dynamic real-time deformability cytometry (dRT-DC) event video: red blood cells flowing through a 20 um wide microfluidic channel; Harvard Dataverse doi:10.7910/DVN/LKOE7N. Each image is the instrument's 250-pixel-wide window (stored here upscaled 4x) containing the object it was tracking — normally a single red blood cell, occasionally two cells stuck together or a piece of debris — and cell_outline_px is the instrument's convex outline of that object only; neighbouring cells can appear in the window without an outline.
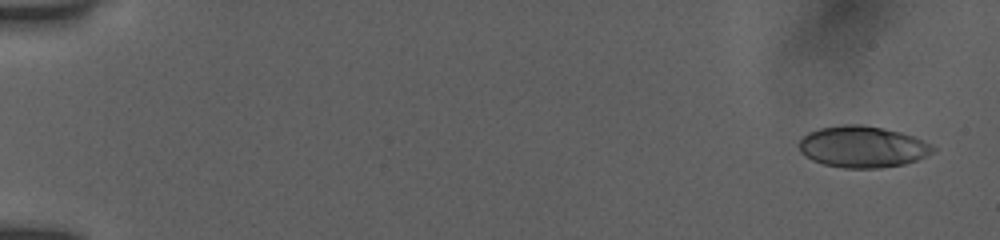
{"species": "human", "species_latin": "Homo sapiens", "temperature_condition": "room temperature", "stored_images_in_passage": 54, "camera_frame_rate_fps": 3000, "um_per_image_px": 0.085, "donor": {"sex": "female"}, "frame": {"image": 1, "passage_image": 3, "time_ms": 0.667, "image_size_px": [1000, 240], "cell_outline_px": [[936, 152], [916, 160], [904, 164], [880, 168], [844, 168], [824, 164], [812, 160], [804, 156], [800, 152], [800, 140], [808, 132], [820, 128], [840, 124], [860, 124], [884, 128], [900, 132], [912, 136], [932, 144], [936, 148]], "centroid_in_image_um": [73.33, 12.47], "position_along_channel_um": 11.7, "area_um2": 32.48}}
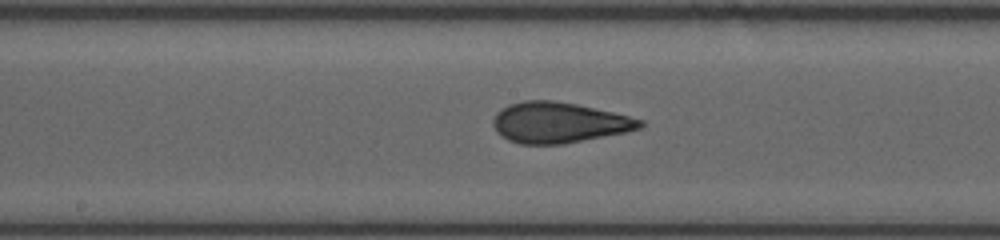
{"frame": {"image": 2, "passage_image": 30, "time_ms": 9.667, "image_size_px": [1000, 240], "cell_outline_px": [[644, 124], [640, 128], [628, 132], [564, 144], [520, 144], [508, 140], [500, 136], [496, 132], [492, 124], [492, 120], [496, 112], [508, 104], [524, 100], [552, 100], [576, 104], [612, 112], [644, 120]], "centroid_in_image_um": [47.47, 10.42], "position_along_channel_um": 200.7, "area_um2": 35.03}}
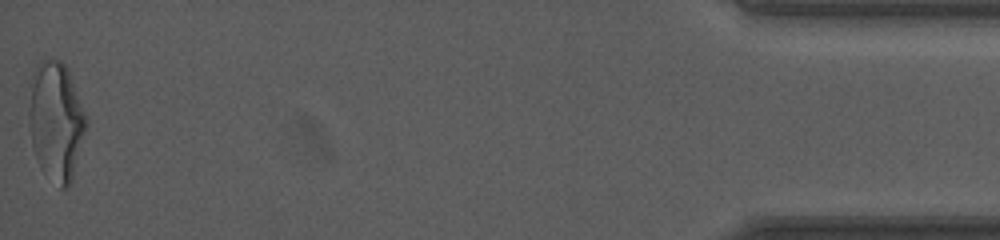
{"frame": {"image": 3, "passage_image": 54, "time_ms": 17.667, "image_size_px": [1000, 240], "cell_outline_px": [[88, 124], [72, 180], [64, 188], [60, 188], [40, 168], [36, 160], [32, 144], [28, 124], [28, 108], [32, 72], [36, 64], [40, 60], [52, 56], [60, 60], [68, 68], [88, 120]], "centroid_in_image_um": [4.75, 10.23], "position_along_channel_um": 430.5, "area_um2": 40.34}, "authors_computed_cell_mechanics": {"area_um2": 33.6685, "velocity_mm_per_s": 3.9357, "shape_relaxation_time_tau1_ms": 6.6028, "shape_relaxation_time_tau2_ms": 1.1552, "deformation_change_tau1": 0.2098, "deformation_change_tau2": 0.0936}}